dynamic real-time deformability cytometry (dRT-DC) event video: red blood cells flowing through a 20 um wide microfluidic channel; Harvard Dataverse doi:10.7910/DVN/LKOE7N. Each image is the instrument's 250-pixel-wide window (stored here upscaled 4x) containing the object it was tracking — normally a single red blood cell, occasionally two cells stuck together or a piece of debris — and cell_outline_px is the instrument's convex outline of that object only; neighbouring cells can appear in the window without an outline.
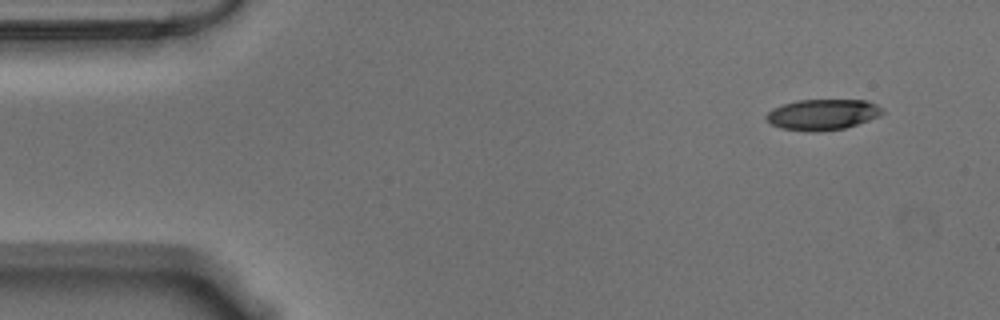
{"species": "Egyptian fruit bat (a non-hibernating species)", "species_latin": "Rousettus aegyptiacus", "temperature_condition": "warm", "stored_images_in_passage": 53, "camera_frame_rate_fps": 3000, "um_per_image_px": 0.085, "animal": {"sex": "male"}, "frame": {"image": 1, "passage_image": 1, "time_ms": 0.0, "image_size_px": [1000, 320], "cell_outline_px": [[884, 112], [880, 116], [844, 128], [816, 132], [808, 132], [780, 128], [772, 124], [764, 116], [772, 108], [796, 100], [868, 100], [884, 108]], "centroid_in_image_um": [69.92, 9.73], "position_along_channel_um": 15.1, "area_um2": 20.92}}
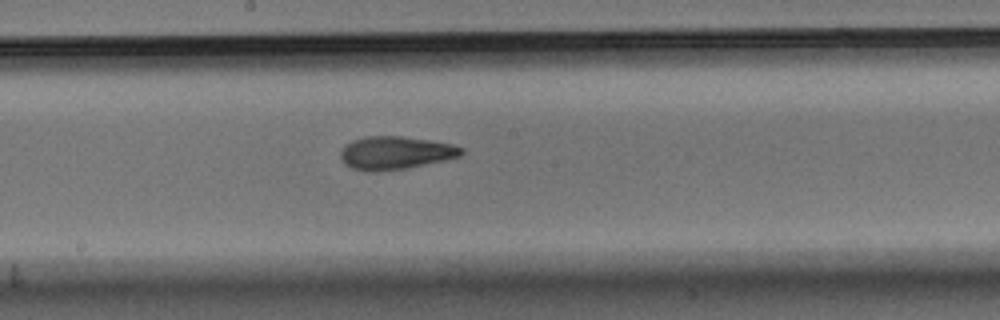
{"frame": {"image": 2, "passage_image": 26, "time_ms": 8.333, "image_size_px": [1000, 320], "cell_outline_px": [[464, 152], [460, 156], [444, 160], [408, 168], [376, 172], [368, 172], [352, 168], [344, 164], [340, 156], [340, 152], [344, 144], [352, 140], [368, 136], [400, 136], [452, 144], [464, 148]], "centroid_in_image_um": [33.57, 13.0], "position_along_channel_um": 214.6, "area_um2": 23.35}}
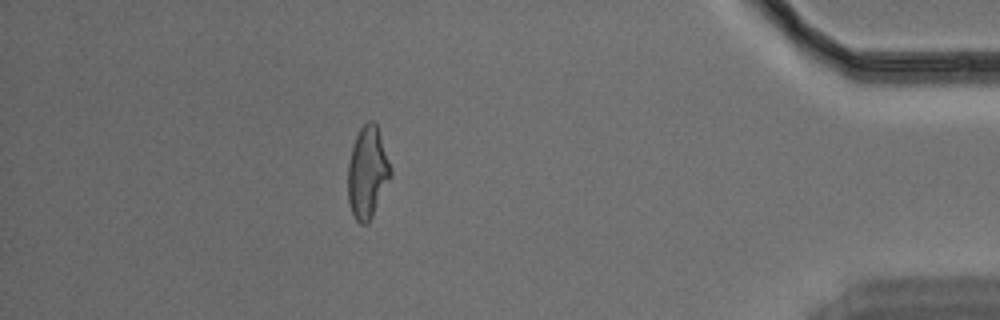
{"frame": {"image": 3, "passage_image": 46, "time_ms": 15.0, "image_size_px": [1000, 320], "cell_outline_px": [[392, 176], [368, 224], [360, 224], [356, 220], [352, 212], [348, 200], [348, 164], [352, 148], [356, 136], [360, 128], [368, 120], [372, 120], [376, 124], [392, 168]], "centroid_in_image_um": [31.24, 14.67], "position_along_channel_um": 404.0, "area_um2": 22.77}, "authors_computed_cell_mechanics": {"area_um2": 22.9466, "velocity_mm_per_s": 3.5626, "shape_relaxation_time_tau1_ms": 6.0821, "shape_relaxation_time_tau2_ms": 2.8434, "deformation_change_tau1": 0.2183, "deformation_change_tau2": 0.116}}